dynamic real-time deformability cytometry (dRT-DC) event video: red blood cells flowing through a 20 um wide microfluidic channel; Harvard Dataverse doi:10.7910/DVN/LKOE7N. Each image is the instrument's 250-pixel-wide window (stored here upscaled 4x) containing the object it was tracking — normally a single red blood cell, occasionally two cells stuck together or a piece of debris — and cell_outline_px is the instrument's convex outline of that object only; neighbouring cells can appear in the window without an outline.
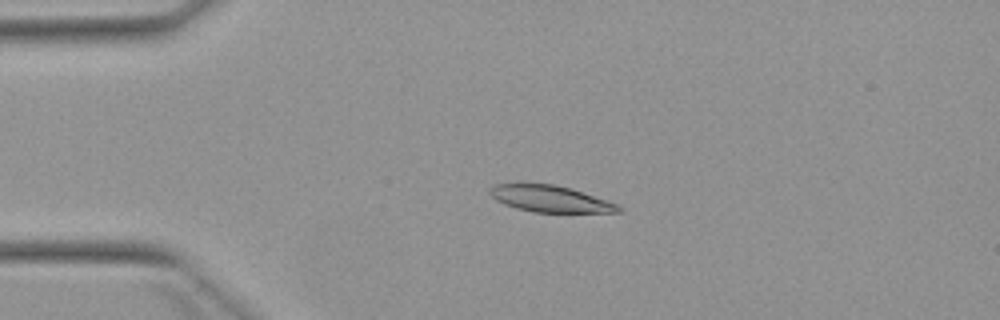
{"species": "Egyptian fruit bat (a non-hibernating species)", "species_latin": "Rousettus aegyptiacus", "temperature_condition": "warm", "stored_images_in_passage": 4, "camera_frame_rate_fps": 3000, "um_per_image_px": 0.085, "animal": {"sex": "female"}, "frame": {"image": 1, "passage_image": 3, "time_ms": 3.333, "image_size_px": [1000, 320], "cell_outline_px": [[620, 212], [532, 212], [516, 208], [504, 204], [496, 200], [488, 192], [496, 184], [520, 180], [552, 184], [568, 188], [608, 200], [616, 204], [620, 208]], "centroid_in_image_um": [46.65, 16.85], "position_along_channel_um": 38.3, "area_um2": 20.23}}